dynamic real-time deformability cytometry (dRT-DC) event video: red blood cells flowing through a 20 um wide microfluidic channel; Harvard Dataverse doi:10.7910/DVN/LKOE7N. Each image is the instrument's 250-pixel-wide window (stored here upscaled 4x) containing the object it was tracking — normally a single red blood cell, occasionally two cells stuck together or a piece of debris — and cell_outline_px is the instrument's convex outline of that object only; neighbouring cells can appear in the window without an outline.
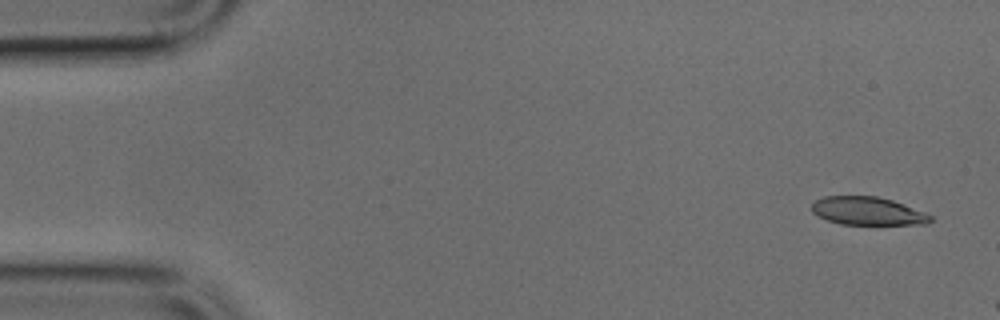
{"species": "common noctule bat (a hibernating species)", "species_latin": "Nyctalus noctula", "temperature_condition": "cold", "stored_images_in_passage": 4, "camera_frame_rate_fps": 3000, "um_per_image_px": 0.085, "animal": {"sex": "male", "body_mass_g": 17.9, "forearm_length_mm": 54.2}, "frame": {"image": 1, "passage_image": 1, "time_ms": 0.0, "image_size_px": [1000, 320], "cell_outline_px": [[932, 220], [928, 224], [840, 224], [828, 220], [812, 212], [812, 204], [816, 200], [824, 196], [876, 196], [892, 200], [904, 204], [924, 212], [932, 216]], "centroid_in_image_um": [73.76, 17.93], "position_along_channel_um": 11.2, "area_um2": 19.31}}